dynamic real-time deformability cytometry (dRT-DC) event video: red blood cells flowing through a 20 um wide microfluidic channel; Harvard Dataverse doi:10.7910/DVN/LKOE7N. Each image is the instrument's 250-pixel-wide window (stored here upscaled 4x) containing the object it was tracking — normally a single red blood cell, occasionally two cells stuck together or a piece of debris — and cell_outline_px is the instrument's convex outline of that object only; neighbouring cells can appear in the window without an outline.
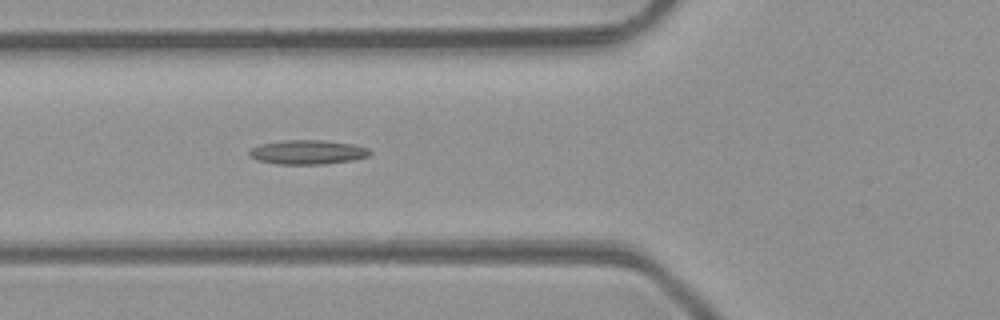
{"species": "common noctule bat (a hibernating species)", "species_latin": "Nyctalus noctula", "temperature_condition": "room temperature", "stored_images_in_passage": 36, "camera_frame_rate_fps": 3000, "um_per_image_px": 0.085, "animal": {"sex": "male", "body_mass_g": 23.1, "forearm_length_mm": 52.7}, "frame": {"image": 1, "passage_image": 6, "time_ms": 1.667, "image_size_px": [1000, 320], "cell_outline_px": [[372, 152], [368, 156], [352, 160], [324, 164], [276, 164], [260, 160], [248, 156], [248, 152], [252, 148], [260, 144], [280, 140], [324, 140], [352, 144], [368, 148]], "centroid_in_image_um": [26.13, 12.93], "position_along_channel_um": 99.7, "area_um2": 17.05}}
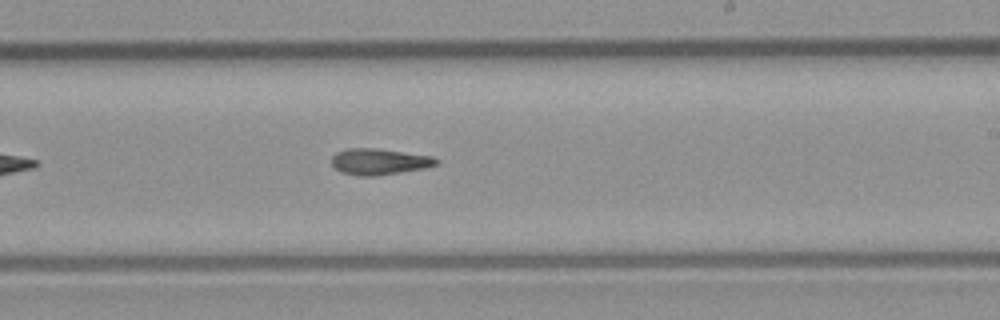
{"frame": {"image": 2, "passage_image": 17, "time_ms": 5.333, "image_size_px": [1000, 320], "cell_outline_px": [[440, 160], [436, 164], [424, 168], [400, 172], [372, 176], [360, 176], [340, 172], [332, 164], [332, 156], [336, 152], [348, 148], [376, 148], [432, 156]], "centroid_in_image_um": [32.21, 13.73], "position_along_channel_um": 256.8, "area_um2": 15.84}}
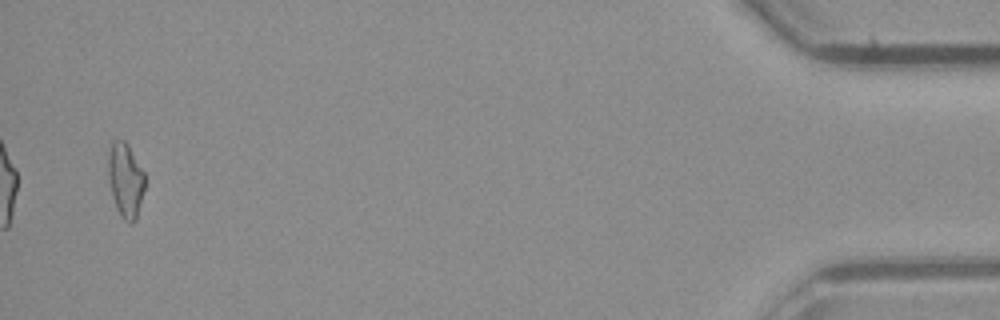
{"frame": {"image": 3, "passage_image": 35, "time_ms": 11.333, "image_size_px": [1000, 320], "cell_outline_px": [[144, 188], [136, 220], [132, 224], [124, 220], [120, 216], [116, 208], [112, 196], [108, 180], [108, 152], [112, 140], [124, 140], [128, 144], [144, 172]], "centroid_in_image_um": [10.65, 15.3], "position_along_channel_um": 424.6, "area_um2": 16.01}, "authors_computed_cell_mechanics": {"area_um2": 15.8083, "velocity_mm_per_s": 4.27, "shape_relaxation_time_tau1_ms": null, "shape_relaxation_time_tau2_ms": 3.4412, "deformation_change_tau1": null, "deformation_change_tau2": 0.1217}}